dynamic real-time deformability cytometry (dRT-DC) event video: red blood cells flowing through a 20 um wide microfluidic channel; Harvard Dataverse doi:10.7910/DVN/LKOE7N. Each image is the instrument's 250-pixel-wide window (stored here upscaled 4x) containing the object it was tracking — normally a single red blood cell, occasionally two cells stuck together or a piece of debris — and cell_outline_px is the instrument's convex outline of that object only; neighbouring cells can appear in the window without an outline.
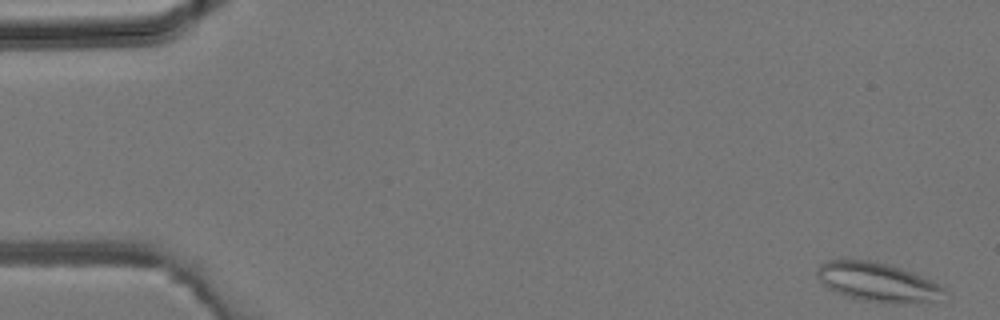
{"species": "common noctule bat (a hibernating species)", "species_latin": "Nyctalus noctula", "temperature_condition": "room temperature", "stored_images_in_passage": 13, "camera_frame_rate_fps": 3000, "um_per_image_px": 0.085, "animal": {"sex": "male", "body_mass_g": 19.2, "forearm_length_mm": 51.8}, "frame": {"image": 1, "passage_image": 1, "time_ms": 0.0, "image_size_px": [1000, 320], "cell_outline_px": [[948, 292], [932, 300], [896, 304], [864, 300], [848, 296], [836, 292], [828, 288], [816, 276], [816, 272], [820, 264], [828, 260], [864, 260], [888, 264], [900, 268], [920, 276], [944, 288]], "centroid_in_image_um": [74.53, 23.97], "position_along_channel_um": 10.5, "area_um2": 28.15}}